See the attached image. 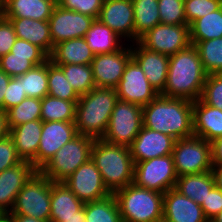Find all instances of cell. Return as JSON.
Listing matches in <instances>:
<instances>
[{
	"label": "cell",
	"mask_w": 222,
	"mask_h": 222,
	"mask_svg": "<svg viewBox=\"0 0 222 222\" xmlns=\"http://www.w3.org/2000/svg\"><path fill=\"white\" fill-rule=\"evenodd\" d=\"M207 72L193 44L169 56V70L164 90L165 97L196 101L201 98Z\"/></svg>",
	"instance_id": "cell-1"
},
{
	"label": "cell",
	"mask_w": 222,
	"mask_h": 222,
	"mask_svg": "<svg viewBox=\"0 0 222 222\" xmlns=\"http://www.w3.org/2000/svg\"><path fill=\"white\" fill-rule=\"evenodd\" d=\"M143 126L174 139L193 136V101L158 95L142 107Z\"/></svg>",
	"instance_id": "cell-2"
},
{
	"label": "cell",
	"mask_w": 222,
	"mask_h": 222,
	"mask_svg": "<svg viewBox=\"0 0 222 222\" xmlns=\"http://www.w3.org/2000/svg\"><path fill=\"white\" fill-rule=\"evenodd\" d=\"M91 160L111 194L134 182V162L129 147L95 139Z\"/></svg>",
	"instance_id": "cell-3"
},
{
	"label": "cell",
	"mask_w": 222,
	"mask_h": 222,
	"mask_svg": "<svg viewBox=\"0 0 222 222\" xmlns=\"http://www.w3.org/2000/svg\"><path fill=\"white\" fill-rule=\"evenodd\" d=\"M117 100L115 88L95 87L80 96L76 105L77 133L102 139Z\"/></svg>",
	"instance_id": "cell-4"
},
{
	"label": "cell",
	"mask_w": 222,
	"mask_h": 222,
	"mask_svg": "<svg viewBox=\"0 0 222 222\" xmlns=\"http://www.w3.org/2000/svg\"><path fill=\"white\" fill-rule=\"evenodd\" d=\"M122 222H162L164 194L134 183L114 193Z\"/></svg>",
	"instance_id": "cell-5"
},
{
	"label": "cell",
	"mask_w": 222,
	"mask_h": 222,
	"mask_svg": "<svg viewBox=\"0 0 222 222\" xmlns=\"http://www.w3.org/2000/svg\"><path fill=\"white\" fill-rule=\"evenodd\" d=\"M95 139L78 134L64 146L39 170L52 182H63L79 166L91 159V150Z\"/></svg>",
	"instance_id": "cell-6"
},
{
	"label": "cell",
	"mask_w": 222,
	"mask_h": 222,
	"mask_svg": "<svg viewBox=\"0 0 222 222\" xmlns=\"http://www.w3.org/2000/svg\"><path fill=\"white\" fill-rule=\"evenodd\" d=\"M51 180L37 171L17 194L8 215H26L50 222Z\"/></svg>",
	"instance_id": "cell-7"
},
{
	"label": "cell",
	"mask_w": 222,
	"mask_h": 222,
	"mask_svg": "<svg viewBox=\"0 0 222 222\" xmlns=\"http://www.w3.org/2000/svg\"><path fill=\"white\" fill-rule=\"evenodd\" d=\"M178 177L211 171V143L198 136L178 139L172 151Z\"/></svg>",
	"instance_id": "cell-8"
},
{
	"label": "cell",
	"mask_w": 222,
	"mask_h": 222,
	"mask_svg": "<svg viewBox=\"0 0 222 222\" xmlns=\"http://www.w3.org/2000/svg\"><path fill=\"white\" fill-rule=\"evenodd\" d=\"M142 127V107L118 99L102 139L111 144L129 147Z\"/></svg>",
	"instance_id": "cell-9"
},
{
	"label": "cell",
	"mask_w": 222,
	"mask_h": 222,
	"mask_svg": "<svg viewBox=\"0 0 222 222\" xmlns=\"http://www.w3.org/2000/svg\"><path fill=\"white\" fill-rule=\"evenodd\" d=\"M172 154L134 163V184L165 193L174 189L177 181Z\"/></svg>",
	"instance_id": "cell-10"
},
{
	"label": "cell",
	"mask_w": 222,
	"mask_h": 222,
	"mask_svg": "<svg viewBox=\"0 0 222 222\" xmlns=\"http://www.w3.org/2000/svg\"><path fill=\"white\" fill-rule=\"evenodd\" d=\"M138 43L151 51L167 56L174 55L191 45L189 25L160 23L142 35Z\"/></svg>",
	"instance_id": "cell-11"
},
{
	"label": "cell",
	"mask_w": 222,
	"mask_h": 222,
	"mask_svg": "<svg viewBox=\"0 0 222 222\" xmlns=\"http://www.w3.org/2000/svg\"><path fill=\"white\" fill-rule=\"evenodd\" d=\"M119 100L137 104H149L160 93L149 83L139 64L131 58L125 66L122 78L115 88Z\"/></svg>",
	"instance_id": "cell-12"
},
{
	"label": "cell",
	"mask_w": 222,
	"mask_h": 222,
	"mask_svg": "<svg viewBox=\"0 0 222 222\" xmlns=\"http://www.w3.org/2000/svg\"><path fill=\"white\" fill-rule=\"evenodd\" d=\"M94 20L91 16L63 9L57 4L48 20L52 50L59 42L84 37Z\"/></svg>",
	"instance_id": "cell-13"
},
{
	"label": "cell",
	"mask_w": 222,
	"mask_h": 222,
	"mask_svg": "<svg viewBox=\"0 0 222 222\" xmlns=\"http://www.w3.org/2000/svg\"><path fill=\"white\" fill-rule=\"evenodd\" d=\"M63 183L84 203L111 195L91 159L79 166Z\"/></svg>",
	"instance_id": "cell-14"
},
{
	"label": "cell",
	"mask_w": 222,
	"mask_h": 222,
	"mask_svg": "<svg viewBox=\"0 0 222 222\" xmlns=\"http://www.w3.org/2000/svg\"><path fill=\"white\" fill-rule=\"evenodd\" d=\"M131 58V46H124L116 52L95 55L91 62L95 86L116 88Z\"/></svg>",
	"instance_id": "cell-15"
},
{
	"label": "cell",
	"mask_w": 222,
	"mask_h": 222,
	"mask_svg": "<svg viewBox=\"0 0 222 222\" xmlns=\"http://www.w3.org/2000/svg\"><path fill=\"white\" fill-rule=\"evenodd\" d=\"M77 135L75 122L42 121L40 144L36 155V169L39 171L62 146Z\"/></svg>",
	"instance_id": "cell-16"
},
{
	"label": "cell",
	"mask_w": 222,
	"mask_h": 222,
	"mask_svg": "<svg viewBox=\"0 0 222 222\" xmlns=\"http://www.w3.org/2000/svg\"><path fill=\"white\" fill-rule=\"evenodd\" d=\"M98 19L124 41L135 42L132 0H104Z\"/></svg>",
	"instance_id": "cell-17"
},
{
	"label": "cell",
	"mask_w": 222,
	"mask_h": 222,
	"mask_svg": "<svg viewBox=\"0 0 222 222\" xmlns=\"http://www.w3.org/2000/svg\"><path fill=\"white\" fill-rule=\"evenodd\" d=\"M176 139L170 135L142 127L129 146L134 163L172 154Z\"/></svg>",
	"instance_id": "cell-18"
},
{
	"label": "cell",
	"mask_w": 222,
	"mask_h": 222,
	"mask_svg": "<svg viewBox=\"0 0 222 222\" xmlns=\"http://www.w3.org/2000/svg\"><path fill=\"white\" fill-rule=\"evenodd\" d=\"M37 171L31 162L22 161L0 173V208L5 214L10 213L17 194Z\"/></svg>",
	"instance_id": "cell-19"
},
{
	"label": "cell",
	"mask_w": 222,
	"mask_h": 222,
	"mask_svg": "<svg viewBox=\"0 0 222 222\" xmlns=\"http://www.w3.org/2000/svg\"><path fill=\"white\" fill-rule=\"evenodd\" d=\"M131 44L132 58L144 71L149 83L161 93L167 82L169 56L144 48L138 42Z\"/></svg>",
	"instance_id": "cell-20"
},
{
	"label": "cell",
	"mask_w": 222,
	"mask_h": 222,
	"mask_svg": "<svg viewBox=\"0 0 222 222\" xmlns=\"http://www.w3.org/2000/svg\"><path fill=\"white\" fill-rule=\"evenodd\" d=\"M162 222H209L202 207L175 189L164 193Z\"/></svg>",
	"instance_id": "cell-21"
},
{
	"label": "cell",
	"mask_w": 222,
	"mask_h": 222,
	"mask_svg": "<svg viewBox=\"0 0 222 222\" xmlns=\"http://www.w3.org/2000/svg\"><path fill=\"white\" fill-rule=\"evenodd\" d=\"M84 202L63 182L51 181V214L50 222H61V219L85 217Z\"/></svg>",
	"instance_id": "cell-22"
},
{
	"label": "cell",
	"mask_w": 222,
	"mask_h": 222,
	"mask_svg": "<svg viewBox=\"0 0 222 222\" xmlns=\"http://www.w3.org/2000/svg\"><path fill=\"white\" fill-rule=\"evenodd\" d=\"M193 134L208 142L222 136V110L193 101Z\"/></svg>",
	"instance_id": "cell-23"
},
{
	"label": "cell",
	"mask_w": 222,
	"mask_h": 222,
	"mask_svg": "<svg viewBox=\"0 0 222 222\" xmlns=\"http://www.w3.org/2000/svg\"><path fill=\"white\" fill-rule=\"evenodd\" d=\"M41 132L42 120L29 121L10 129L18 156L22 161L31 162L35 168Z\"/></svg>",
	"instance_id": "cell-24"
},
{
	"label": "cell",
	"mask_w": 222,
	"mask_h": 222,
	"mask_svg": "<svg viewBox=\"0 0 222 222\" xmlns=\"http://www.w3.org/2000/svg\"><path fill=\"white\" fill-rule=\"evenodd\" d=\"M56 5L55 0H2L1 15L48 21Z\"/></svg>",
	"instance_id": "cell-25"
},
{
	"label": "cell",
	"mask_w": 222,
	"mask_h": 222,
	"mask_svg": "<svg viewBox=\"0 0 222 222\" xmlns=\"http://www.w3.org/2000/svg\"><path fill=\"white\" fill-rule=\"evenodd\" d=\"M15 29L17 38L39 46L48 55L52 53V40L48 21L30 18H6Z\"/></svg>",
	"instance_id": "cell-26"
},
{
	"label": "cell",
	"mask_w": 222,
	"mask_h": 222,
	"mask_svg": "<svg viewBox=\"0 0 222 222\" xmlns=\"http://www.w3.org/2000/svg\"><path fill=\"white\" fill-rule=\"evenodd\" d=\"M94 52L84 37L59 42L53 47L49 60L53 64H91Z\"/></svg>",
	"instance_id": "cell-27"
},
{
	"label": "cell",
	"mask_w": 222,
	"mask_h": 222,
	"mask_svg": "<svg viewBox=\"0 0 222 222\" xmlns=\"http://www.w3.org/2000/svg\"><path fill=\"white\" fill-rule=\"evenodd\" d=\"M84 39L95 55L116 52L124 46L122 38L99 19L94 20Z\"/></svg>",
	"instance_id": "cell-28"
},
{
	"label": "cell",
	"mask_w": 222,
	"mask_h": 222,
	"mask_svg": "<svg viewBox=\"0 0 222 222\" xmlns=\"http://www.w3.org/2000/svg\"><path fill=\"white\" fill-rule=\"evenodd\" d=\"M214 187L213 174L211 171H208L178 177L174 189L201 205Z\"/></svg>",
	"instance_id": "cell-29"
},
{
	"label": "cell",
	"mask_w": 222,
	"mask_h": 222,
	"mask_svg": "<svg viewBox=\"0 0 222 222\" xmlns=\"http://www.w3.org/2000/svg\"><path fill=\"white\" fill-rule=\"evenodd\" d=\"M77 101L46 95L41 99V120L75 122Z\"/></svg>",
	"instance_id": "cell-30"
},
{
	"label": "cell",
	"mask_w": 222,
	"mask_h": 222,
	"mask_svg": "<svg viewBox=\"0 0 222 222\" xmlns=\"http://www.w3.org/2000/svg\"><path fill=\"white\" fill-rule=\"evenodd\" d=\"M134 7L135 42L160 24L158 0H132Z\"/></svg>",
	"instance_id": "cell-31"
},
{
	"label": "cell",
	"mask_w": 222,
	"mask_h": 222,
	"mask_svg": "<svg viewBox=\"0 0 222 222\" xmlns=\"http://www.w3.org/2000/svg\"><path fill=\"white\" fill-rule=\"evenodd\" d=\"M86 222H122L114 194L97 201L84 203Z\"/></svg>",
	"instance_id": "cell-32"
},
{
	"label": "cell",
	"mask_w": 222,
	"mask_h": 222,
	"mask_svg": "<svg viewBox=\"0 0 222 222\" xmlns=\"http://www.w3.org/2000/svg\"><path fill=\"white\" fill-rule=\"evenodd\" d=\"M190 41H206L222 37V6L189 26Z\"/></svg>",
	"instance_id": "cell-33"
},
{
	"label": "cell",
	"mask_w": 222,
	"mask_h": 222,
	"mask_svg": "<svg viewBox=\"0 0 222 222\" xmlns=\"http://www.w3.org/2000/svg\"><path fill=\"white\" fill-rule=\"evenodd\" d=\"M190 42L197 49L207 74H222V37Z\"/></svg>",
	"instance_id": "cell-34"
},
{
	"label": "cell",
	"mask_w": 222,
	"mask_h": 222,
	"mask_svg": "<svg viewBox=\"0 0 222 222\" xmlns=\"http://www.w3.org/2000/svg\"><path fill=\"white\" fill-rule=\"evenodd\" d=\"M64 73L75 92L82 96L95 88L91 64H55Z\"/></svg>",
	"instance_id": "cell-35"
},
{
	"label": "cell",
	"mask_w": 222,
	"mask_h": 222,
	"mask_svg": "<svg viewBox=\"0 0 222 222\" xmlns=\"http://www.w3.org/2000/svg\"><path fill=\"white\" fill-rule=\"evenodd\" d=\"M22 88L27 97L42 99L48 94V61L22 75Z\"/></svg>",
	"instance_id": "cell-36"
},
{
	"label": "cell",
	"mask_w": 222,
	"mask_h": 222,
	"mask_svg": "<svg viewBox=\"0 0 222 222\" xmlns=\"http://www.w3.org/2000/svg\"><path fill=\"white\" fill-rule=\"evenodd\" d=\"M9 128L41 120V99L26 97L18 105L6 111Z\"/></svg>",
	"instance_id": "cell-37"
},
{
	"label": "cell",
	"mask_w": 222,
	"mask_h": 222,
	"mask_svg": "<svg viewBox=\"0 0 222 222\" xmlns=\"http://www.w3.org/2000/svg\"><path fill=\"white\" fill-rule=\"evenodd\" d=\"M63 100H78L80 96L75 92L63 71L48 60V94Z\"/></svg>",
	"instance_id": "cell-38"
},
{
	"label": "cell",
	"mask_w": 222,
	"mask_h": 222,
	"mask_svg": "<svg viewBox=\"0 0 222 222\" xmlns=\"http://www.w3.org/2000/svg\"><path fill=\"white\" fill-rule=\"evenodd\" d=\"M160 23L168 25H188L184 0H158Z\"/></svg>",
	"instance_id": "cell-39"
},
{
	"label": "cell",
	"mask_w": 222,
	"mask_h": 222,
	"mask_svg": "<svg viewBox=\"0 0 222 222\" xmlns=\"http://www.w3.org/2000/svg\"><path fill=\"white\" fill-rule=\"evenodd\" d=\"M221 6L220 0H184L186 22L190 26L195 20L216 11Z\"/></svg>",
	"instance_id": "cell-40"
},
{
	"label": "cell",
	"mask_w": 222,
	"mask_h": 222,
	"mask_svg": "<svg viewBox=\"0 0 222 222\" xmlns=\"http://www.w3.org/2000/svg\"><path fill=\"white\" fill-rule=\"evenodd\" d=\"M205 104L222 110V74H210L200 98Z\"/></svg>",
	"instance_id": "cell-41"
},
{
	"label": "cell",
	"mask_w": 222,
	"mask_h": 222,
	"mask_svg": "<svg viewBox=\"0 0 222 222\" xmlns=\"http://www.w3.org/2000/svg\"><path fill=\"white\" fill-rule=\"evenodd\" d=\"M10 52L14 56L30 57V61L35 66H39L49 60V55L39 46L19 38L16 39Z\"/></svg>",
	"instance_id": "cell-42"
},
{
	"label": "cell",
	"mask_w": 222,
	"mask_h": 222,
	"mask_svg": "<svg viewBox=\"0 0 222 222\" xmlns=\"http://www.w3.org/2000/svg\"><path fill=\"white\" fill-rule=\"evenodd\" d=\"M34 67L30 57L14 56L11 52L0 57V69L11 77L23 75Z\"/></svg>",
	"instance_id": "cell-43"
},
{
	"label": "cell",
	"mask_w": 222,
	"mask_h": 222,
	"mask_svg": "<svg viewBox=\"0 0 222 222\" xmlns=\"http://www.w3.org/2000/svg\"><path fill=\"white\" fill-rule=\"evenodd\" d=\"M103 3L104 0H59L57 2L63 9L82 13L95 19L99 18Z\"/></svg>",
	"instance_id": "cell-44"
},
{
	"label": "cell",
	"mask_w": 222,
	"mask_h": 222,
	"mask_svg": "<svg viewBox=\"0 0 222 222\" xmlns=\"http://www.w3.org/2000/svg\"><path fill=\"white\" fill-rule=\"evenodd\" d=\"M26 97L27 95L22 88V75L12 77L5 90L3 111L6 112L8 109L18 105Z\"/></svg>",
	"instance_id": "cell-45"
},
{
	"label": "cell",
	"mask_w": 222,
	"mask_h": 222,
	"mask_svg": "<svg viewBox=\"0 0 222 222\" xmlns=\"http://www.w3.org/2000/svg\"><path fill=\"white\" fill-rule=\"evenodd\" d=\"M22 162L15 149L12 137L9 135L0 140V173Z\"/></svg>",
	"instance_id": "cell-46"
},
{
	"label": "cell",
	"mask_w": 222,
	"mask_h": 222,
	"mask_svg": "<svg viewBox=\"0 0 222 222\" xmlns=\"http://www.w3.org/2000/svg\"><path fill=\"white\" fill-rule=\"evenodd\" d=\"M17 36L10 20L0 14V57L8 54L14 45Z\"/></svg>",
	"instance_id": "cell-47"
},
{
	"label": "cell",
	"mask_w": 222,
	"mask_h": 222,
	"mask_svg": "<svg viewBox=\"0 0 222 222\" xmlns=\"http://www.w3.org/2000/svg\"><path fill=\"white\" fill-rule=\"evenodd\" d=\"M200 206L210 222L222 210V190L215 186Z\"/></svg>",
	"instance_id": "cell-48"
},
{
	"label": "cell",
	"mask_w": 222,
	"mask_h": 222,
	"mask_svg": "<svg viewBox=\"0 0 222 222\" xmlns=\"http://www.w3.org/2000/svg\"><path fill=\"white\" fill-rule=\"evenodd\" d=\"M211 143L212 164L222 165V136L214 139Z\"/></svg>",
	"instance_id": "cell-49"
},
{
	"label": "cell",
	"mask_w": 222,
	"mask_h": 222,
	"mask_svg": "<svg viewBox=\"0 0 222 222\" xmlns=\"http://www.w3.org/2000/svg\"><path fill=\"white\" fill-rule=\"evenodd\" d=\"M12 77L6 74L3 70L0 69V109L3 110V100L5 90L8 86V83Z\"/></svg>",
	"instance_id": "cell-50"
},
{
	"label": "cell",
	"mask_w": 222,
	"mask_h": 222,
	"mask_svg": "<svg viewBox=\"0 0 222 222\" xmlns=\"http://www.w3.org/2000/svg\"><path fill=\"white\" fill-rule=\"evenodd\" d=\"M10 135L6 112L0 109V140Z\"/></svg>",
	"instance_id": "cell-51"
},
{
	"label": "cell",
	"mask_w": 222,
	"mask_h": 222,
	"mask_svg": "<svg viewBox=\"0 0 222 222\" xmlns=\"http://www.w3.org/2000/svg\"><path fill=\"white\" fill-rule=\"evenodd\" d=\"M211 172L214 177L215 186L222 190V165H213Z\"/></svg>",
	"instance_id": "cell-52"
},
{
	"label": "cell",
	"mask_w": 222,
	"mask_h": 222,
	"mask_svg": "<svg viewBox=\"0 0 222 222\" xmlns=\"http://www.w3.org/2000/svg\"><path fill=\"white\" fill-rule=\"evenodd\" d=\"M11 222H46L26 215H9Z\"/></svg>",
	"instance_id": "cell-53"
},
{
	"label": "cell",
	"mask_w": 222,
	"mask_h": 222,
	"mask_svg": "<svg viewBox=\"0 0 222 222\" xmlns=\"http://www.w3.org/2000/svg\"><path fill=\"white\" fill-rule=\"evenodd\" d=\"M61 222H86L85 217H71L69 219H61Z\"/></svg>",
	"instance_id": "cell-54"
},
{
	"label": "cell",
	"mask_w": 222,
	"mask_h": 222,
	"mask_svg": "<svg viewBox=\"0 0 222 222\" xmlns=\"http://www.w3.org/2000/svg\"><path fill=\"white\" fill-rule=\"evenodd\" d=\"M210 222H222V210Z\"/></svg>",
	"instance_id": "cell-55"
},
{
	"label": "cell",
	"mask_w": 222,
	"mask_h": 222,
	"mask_svg": "<svg viewBox=\"0 0 222 222\" xmlns=\"http://www.w3.org/2000/svg\"><path fill=\"white\" fill-rule=\"evenodd\" d=\"M0 222H11V219H10L9 215L6 214L5 216H3V217L0 219Z\"/></svg>",
	"instance_id": "cell-56"
},
{
	"label": "cell",
	"mask_w": 222,
	"mask_h": 222,
	"mask_svg": "<svg viewBox=\"0 0 222 222\" xmlns=\"http://www.w3.org/2000/svg\"><path fill=\"white\" fill-rule=\"evenodd\" d=\"M6 214L2 211V209L0 208V219L5 216Z\"/></svg>",
	"instance_id": "cell-57"
},
{
	"label": "cell",
	"mask_w": 222,
	"mask_h": 222,
	"mask_svg": "<svg viewBox=\"0 0 222 222\" xmlns=\"http://www.w3.org/2000/svg\"><path fill=\"white\" fill-rule=\"evenodd\" d=\"M1 10H2V0H0V14H1Z\"/></svg>",
	"instance_id": "cell-58"
}]
</instances>
